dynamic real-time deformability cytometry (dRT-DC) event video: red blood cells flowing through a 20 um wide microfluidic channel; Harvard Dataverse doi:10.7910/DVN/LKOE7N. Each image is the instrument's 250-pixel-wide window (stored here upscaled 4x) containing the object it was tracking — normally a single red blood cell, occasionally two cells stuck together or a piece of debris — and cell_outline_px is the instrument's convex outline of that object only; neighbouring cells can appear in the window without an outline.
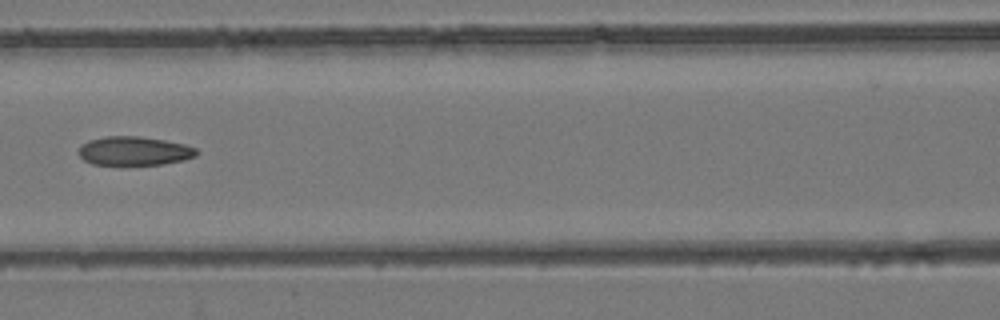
{"species": "common noctule bat (a hibernating species)", "species_latin": "Nyctalus noctula", "temperature_condition": "room temperature", "stored_images_in_passage": 7, "camera_frame_rate_fps": 3000, "um_per_image_px": 0.085, "animal": {"sex": "female", "body_mass_g": 24.6, "forearm_length_mm": 56.2}, "frame": {"image": 1, "passage_image": 6, "time_ms": 1.667, "image_size_px": [1000, 320], "cell_outline_px": [[200, 152], [196, 156], [184, 160], [164, 164], [92, 164], [84, 160], [80, 156], [80, 144], [88, 140], [104, 136], [140, 136], [164, 140], [184, 144], [196, 148]], "centroid_in_image_um": [11.43, 12.82], "position_along_channel_um": 155.2, "area_um2": 19.83}}